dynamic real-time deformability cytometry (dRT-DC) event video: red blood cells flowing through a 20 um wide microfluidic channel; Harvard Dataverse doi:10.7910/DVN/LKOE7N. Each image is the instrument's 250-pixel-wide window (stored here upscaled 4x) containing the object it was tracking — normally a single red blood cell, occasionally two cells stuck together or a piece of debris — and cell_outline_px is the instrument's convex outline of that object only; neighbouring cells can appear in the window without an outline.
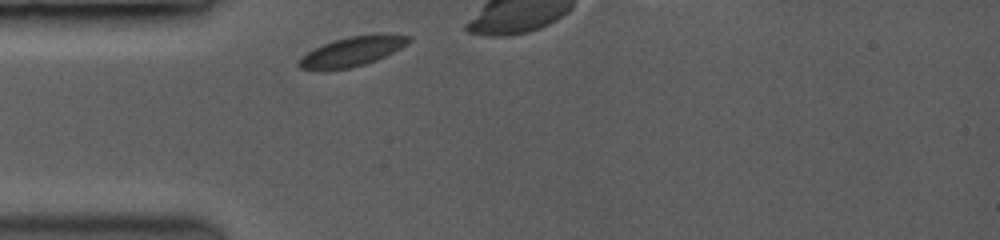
{"species": "common noctule bat (a hibernating species)", "species_latin": "Nyctalus noctula", "temperature_condition": "room temperature", "stored_images_in_passage": 6, "camera_frame_rate_fps": 3500, "um_per_image_px": 0.085, "animal": {"sex": "female", "body_mass_g": 19.0, "forearm_length_mm": 53.3}, "frame": {"image": 1, "passage_image": 1, "time_ms": 0.0, "image_size_px": [1000, 240], "cell_outline_px": [[412, 40], [400, 48], [376, 60], [364, 64], [348, 68], [300, 68], [296, 64], [308, 52], [332, 40], [348, 36], [380, 32], [412, 36]], "centroid_in_image_um": [30.04, 4.3], "position_along_channel_um": 55.0, "area_um2": 18.55}}
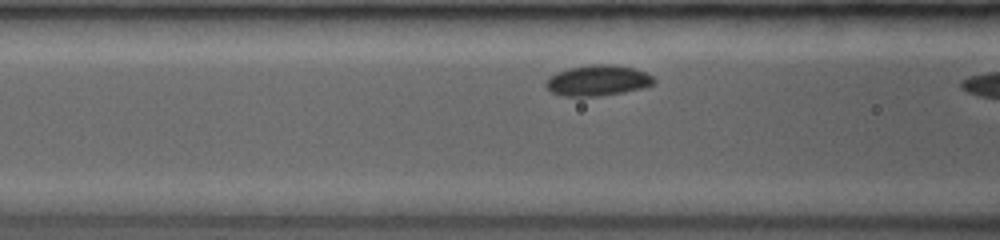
{"frame": {"image": 2, "passage_image": 5, "time_ms": 1.714, "image_size_px": [1000, 240], "cell_outline_px": [[656, 80], [652, 84], [640, 88], [620, 92], [596, 96], [564, 96], [552, 92], [544, 84], [556, 72], [568, 68], [588, 64], [616, 64], [636, 68], [652, 76]], "centroid_in_image_um": [50.8, 6.81], "position_along_channel_um": 115.8, "area_um2": 19.13}}